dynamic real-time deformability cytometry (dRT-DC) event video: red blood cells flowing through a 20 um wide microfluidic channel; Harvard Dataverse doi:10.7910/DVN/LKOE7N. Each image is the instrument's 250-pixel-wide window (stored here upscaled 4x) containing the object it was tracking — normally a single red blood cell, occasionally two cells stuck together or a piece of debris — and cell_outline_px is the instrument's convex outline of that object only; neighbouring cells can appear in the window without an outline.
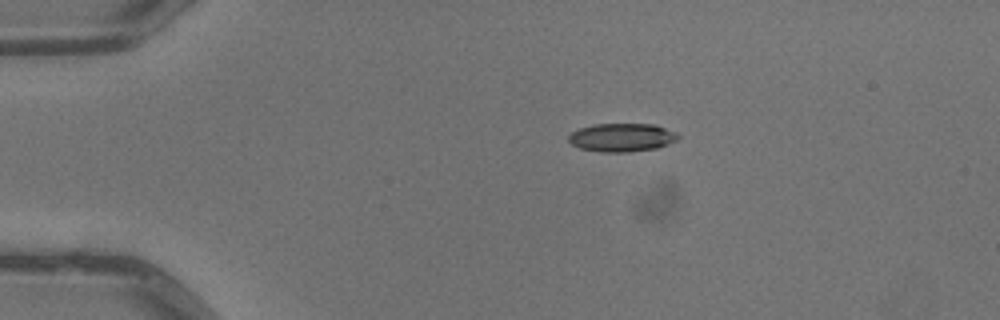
{"species": "common noctule bat (a hibernating species)", "species_latin": "Nyctalus noctula", "temperature_condition": "warm", "stored_images_in_passage": 3, "camera_frame_rate_fps": 3000, "um_per_image_px": 0.085, "animal": {"sex": "male", "body_mass_g": 13.3}, "frame": {"image": 1, "passage_image": 1, "time_ms": 0.0, "image_size_px": [1000, 320], "cell_outline_px": [[680, 136], [676, 140], [668, 144], [656, 148], [628, 152], [600, 152], [580, 148], [572, 144], [568, 140], [568, 136], [572, 132], [580, 128], [596, 124], [652, 124], [676, 132]], "centroid_in_image_um": [52.85, 11.69], "position_along_channel_um": 32.2, "area_um2": 17.98}}
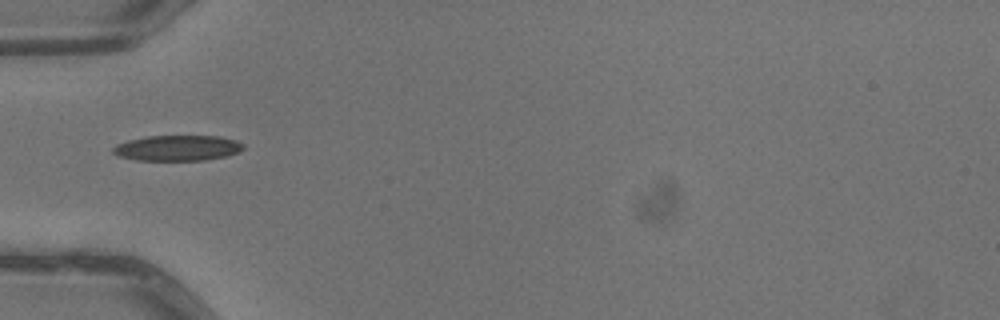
{"frame": {"image": 2, "passage_image": 3, "time_ms": 0.667, "image_size_px": [1000, 320], "cell_outline_px": [[244, 148], [240, 152], [228, 156], [204, 160], [136, 160], [120, 156], [112, 152], [112, 148], [116, 144], [128, 140], [148, 136], [220, 136], [236, 140], [244, 144]], "centroid_in_image_um": [15.12, 12.58], "position_along_channel_um": 69.9, "area_um2": 19.48}}